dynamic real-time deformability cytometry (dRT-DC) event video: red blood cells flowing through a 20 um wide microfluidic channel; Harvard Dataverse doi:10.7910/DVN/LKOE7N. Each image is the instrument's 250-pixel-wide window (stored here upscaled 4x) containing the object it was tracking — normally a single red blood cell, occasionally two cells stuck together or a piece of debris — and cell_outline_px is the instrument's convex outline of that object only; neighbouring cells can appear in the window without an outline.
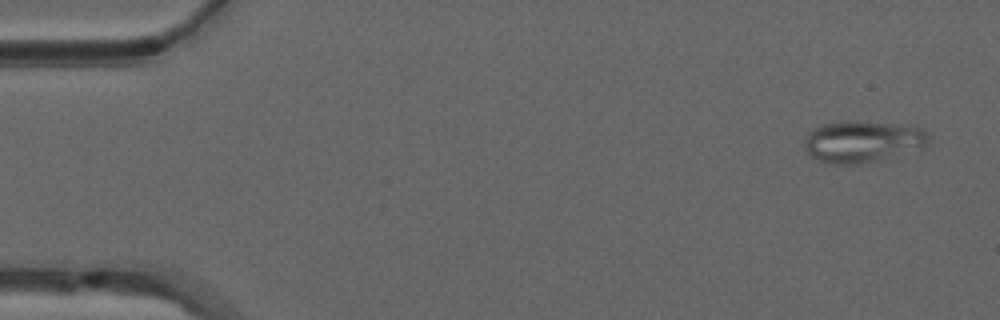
{"species": "common noctule bat (a hibernating species)", "species_latin": "Nyctalus noctula", "temperature_condition": "warm", "stored_images_in_passage": 49, "camera_frame_rate_fps": 3000, "um_per_image_px": 0.085, "animal": {"sex": "male", "forearm_length_mm": 52.5}, "frame": {"image": 1, "passage_image": 1, "time_ms": 0.0, "image_size_px": [1000, 320], "cell_outline_px": [[928, 144], [876, 164], [828, 164], [812, 156], [804, 148], [804, 140], [808, 132], [812, 128], [824, 124], [844, 120], [860, 120], [900, 124], [924, 128], [928, 132]], "centroid_in_image_um": [73.33, 12.03], "position_along_channel_um": 11.7, "area_um2": 31.04}}
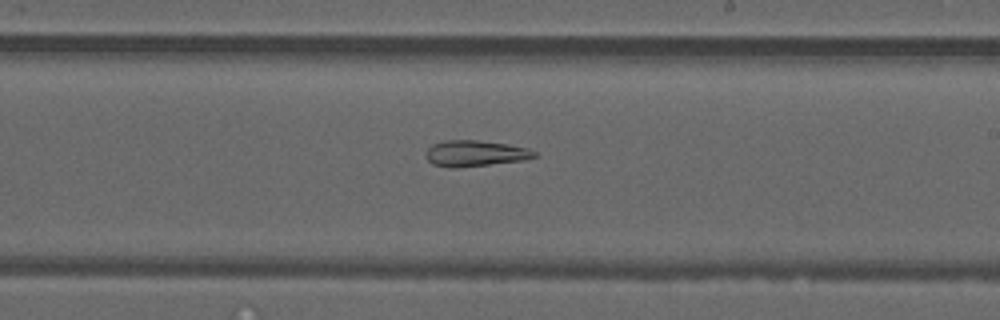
{"frame": {"image": 2, "passage_image": 28, "time_ms": 9.0, "image_size_px": [1000, 320], "cell_outline_px": [[540, 156], [524, 160], [456, 168], [448, 168], [432, 164], [424, 156], [428, 148], [432, 144], [444, 140], [476, 140], [508, 144], [528, 148], [536, 152]], "centroid_in_image_um": [40.38, 13.04], "position_along_channel_um": 248.6, "area_um2": 16.65}}
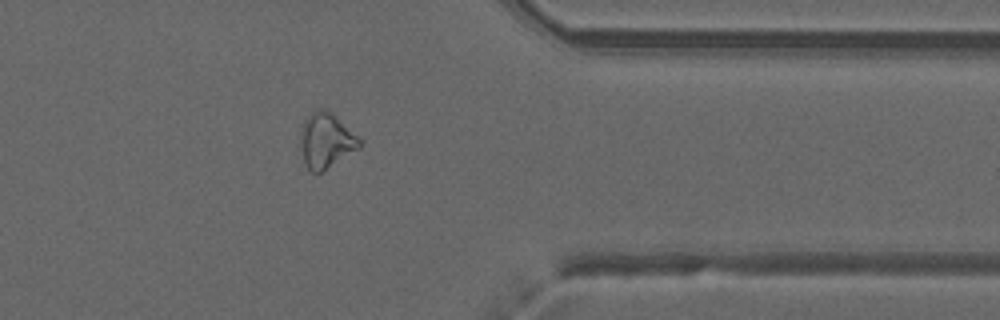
{"frame": {"image": 3, "passage_image": 39, "time_ms": 12.667, "image_size_px": [1000, 320], "cell_outline_px": [[360, 148], [320, 172], [312, 172], [304, 164], [300, 144], [300, 132], [304, 120], [312, 112], [320, 108], [332, 112], [360, 140]], "centroid_in_image_um": [27.68, 11.94], "position_along_channel_um": 383.7, "area_um2": 18.61}, "authors_computed_cell_mechanics": {"area_um2": 21.386, "velocity_mm_per_s": 4.0296, "shape_relaxation_time_tau1_ms": null, "shape_relaxation_time_tau2_ms": 7.1862, "deformation_change_tau1": null, "deformation_change_tau2": 0.1898}}